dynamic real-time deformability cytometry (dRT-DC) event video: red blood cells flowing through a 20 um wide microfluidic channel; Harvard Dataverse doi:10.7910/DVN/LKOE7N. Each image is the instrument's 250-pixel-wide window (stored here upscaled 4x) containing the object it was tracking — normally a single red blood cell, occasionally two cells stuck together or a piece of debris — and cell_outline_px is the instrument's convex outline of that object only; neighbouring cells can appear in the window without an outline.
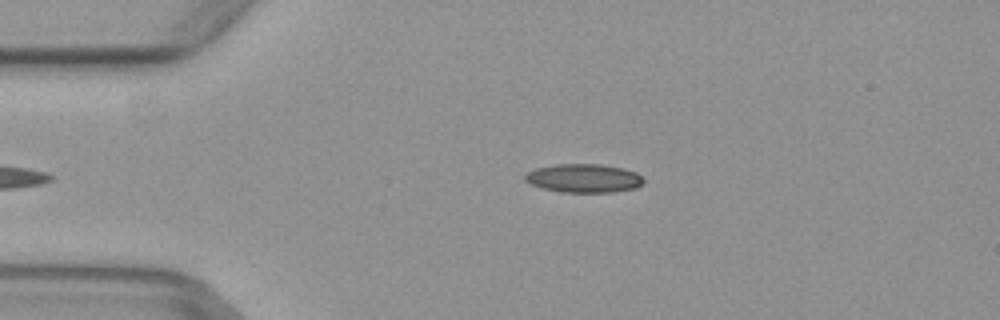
{"species": "common noctule bat (a hibernating species)", "species_latin": "Nyctalus noctula", "temperature_condition": "warm", "stored_images_in_passage": 6, "camera_frame_rate_fps": 3000, "um_per_image_px": 0.085, "animal": {"sex": "female", "body_mass_g": 29.2, "forearm_length_mm": 56.3}, "frame": {"image": 1, "passage_image": 6, "time_ms": 1.667, "image_size_px": [1000, 320], "cell_outline_px": [[644, 184], [636, 188], [612, 192], [560, 192], [544, 188], [532, 184], [524, 180], [524, 176], [528, 172], [536, 168], [556, 164], [600, 164], [624, 168], [636, 172], [644, 180]], "centroid_in_image_um": [49.65, 15.15], "position_along_channel_um": 35.3, "area_um2": 19.77}}